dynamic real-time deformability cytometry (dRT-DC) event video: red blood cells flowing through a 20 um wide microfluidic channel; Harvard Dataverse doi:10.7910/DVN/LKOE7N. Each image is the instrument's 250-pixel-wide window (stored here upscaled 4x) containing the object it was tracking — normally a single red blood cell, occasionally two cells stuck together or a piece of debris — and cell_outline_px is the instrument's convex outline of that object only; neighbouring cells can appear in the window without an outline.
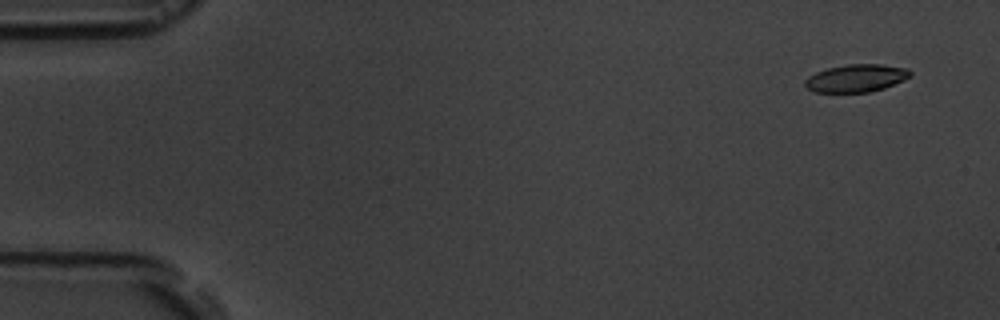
{"species": "common noctule bat (a hibernating species)", "species_latin": "Nyctalus noctula", "temperature_condition": "room temperature", "stored_images_in_passage": 6, "camera_frame_rate_fps": 3000, "um_per_image_px": 0.085, "animal": {"sex": "male", "body_mass_g": 19.5, "forearm_length_mm": 54.6}, "frame": {"image": 1, "passage_image": 1, "time_ms": 0.0, "image_size_px": [1000, 320], "cell_outline_px": [[912, 76], [904, 80], [884, 88], [872, 92], [812, 92], [804, 84], [804, 80], [808, 76], [816, 72], [828, 68], [848, 64], [880, 64], [908, 68], [912, 72]], "centroid_in_image_um": [72.79, 6.64], "position_along_channel_um": 12.2, "area_um2": 17.11}}
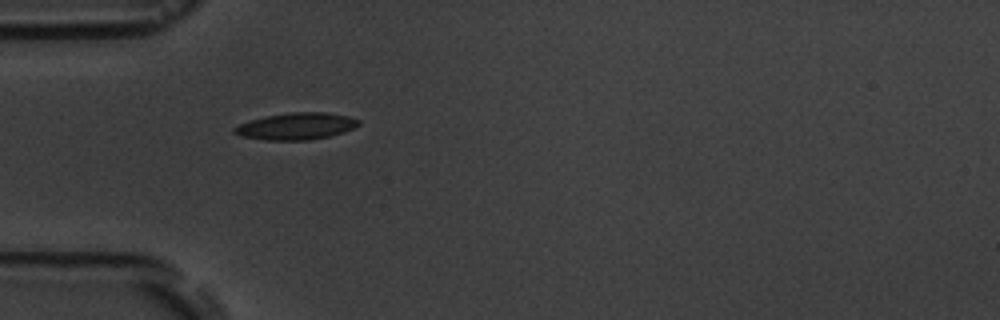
{"frame": {"image": 2, "passage_image": 5, "time_ms": 4.667, "image_size_px": [1000, 320], "cell_outline_px": [[360, 124], [344, 132], [328, 136], [308, 140], [264, 140], [244, 136], [232, 132], [232, 128], [240, 124], [252, 120], [268, 116], [292, 112], [324, 112], [348, 116], [360, 120]], "centroid_in_image_um": [25.2, 10.73], "position_along_channel_um": 59.8, "area_um2": 19.13}}
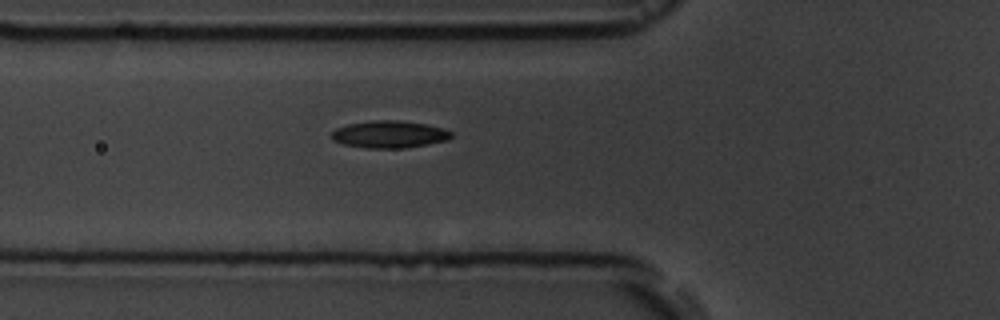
{"frame": {"image": 3, "passage_image": 6, "time_ms": 5.667, "image_size_px": [1000, 320], "cell_outline_px": [[452, 136], [448, 140], [428, 144], [404, 148], [364, 148], [344, 144], [332, 140], [332, 132], [336, 128], [348, 124], [372, 120], [396, 120], [428, 124], [444, 128], [452, 132]], "centroid_in_image_um": [33.11, 11.41], "position_along_channel_um": 92.7, "area_um2": 19.07}}